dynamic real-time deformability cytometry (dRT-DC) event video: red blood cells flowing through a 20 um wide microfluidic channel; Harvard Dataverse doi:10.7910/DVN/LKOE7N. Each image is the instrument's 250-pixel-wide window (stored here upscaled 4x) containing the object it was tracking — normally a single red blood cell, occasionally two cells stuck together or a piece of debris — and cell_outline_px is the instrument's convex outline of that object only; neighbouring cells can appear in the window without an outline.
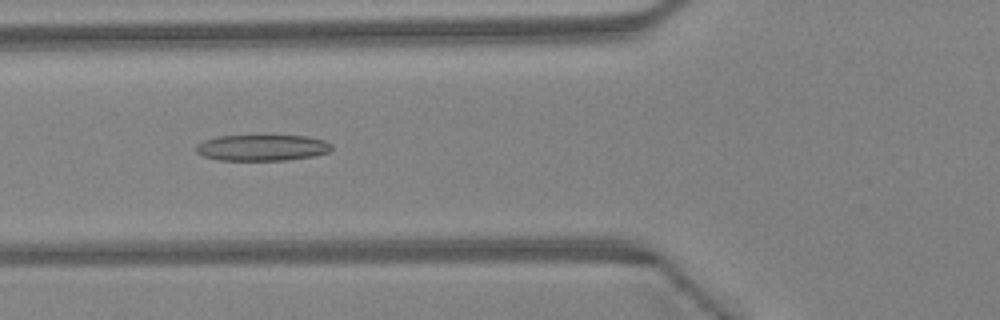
{"species": "Egyptian fruit bat (a non-hibernating species)", "species_latin": "Rousettus aegyptiacus", "temperature_condition": "warm", "stored_images_in_passage": 46, "camera_frame_rate_fps": 3000, "um_per_image_px": 0.085, "animal": {"sex": "female"}, "frame": {"image": 1, "passage_image": 18, "time_ms": 5.667, "image_size_px": [1000, 320], "cell_outline_px": [[332, 148], [328, 152], [312, 156], [288, 160], [220, 160], [204, 156], [196, 152], [196, 144], [204, 140], [220, 136], [308, 136], [324, 140], [332, 144]], "centroid_in_image_um": [22.28, 12.55], "position_along_channel_um": 103.5, "area_um2": 20.52}}
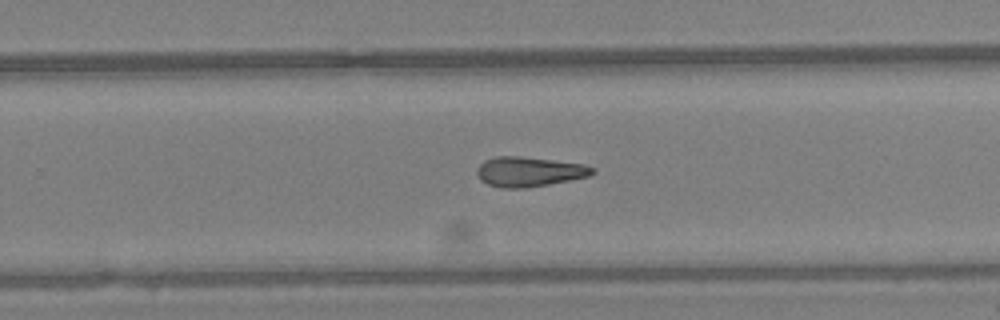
{"frame": {"image": 2, "passage_image": 30, "time_ms": 9.667, "image_size_px": [1000, 320], "cell_outline_px": [[596, 172], [588, 176], [548, 184], [524, 188], [500, 188], [488, 184], [480, 180], [476, 172], [476, 168], [484, 160], [496, 156], [520, 156], [584, 164], [596, 168]], "centroid_in_image_um": [44.95, 14.59], "position_along_channel_um": 284.9, "area_um2": 20.06}}
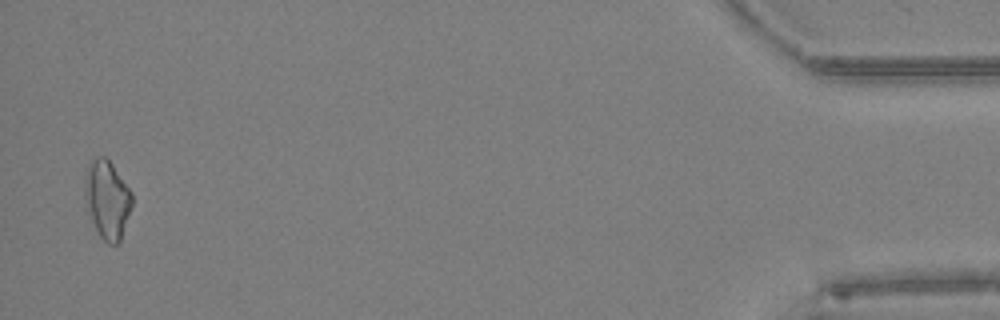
{"frame": {"image": 3, "passage_image": 45, "time_ms": 14.667, "image_size_px": [1000, 320], "cell_outline_px": [[132, 208], [120, 244], [108, 244], [100, 236], [88, 212], [84, 184], [84, 176], [92, 160], [100, 156], [104, 156], [112, 164], [132, 192]], "centroid_in_image_um": [9.14, 16.99], "position_along_channel_um": 426.1, "area_um2": 21.44}}